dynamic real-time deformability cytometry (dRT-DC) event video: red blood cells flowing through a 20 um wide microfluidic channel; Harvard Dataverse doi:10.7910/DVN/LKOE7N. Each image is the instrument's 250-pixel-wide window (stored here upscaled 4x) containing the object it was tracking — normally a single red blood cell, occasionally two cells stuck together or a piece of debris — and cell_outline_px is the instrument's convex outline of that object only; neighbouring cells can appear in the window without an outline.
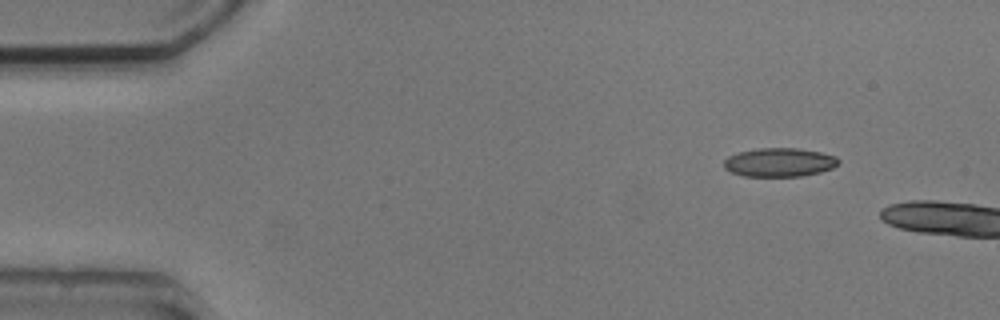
{"species": "common noctule bat (a hibernating species)", "species_latin": "Nyctalus noctula", "temperature_condition": "cold", "stored_images_in_passage": 3, "segment_of_instrument_passage": [2, 2], "camera_frame_rate_fps": 3000, "um_per_image_px": 0.085, "animal": {"sex": "male", "body_mass_g": 20.5, "forearm_length_mm": 52.5}, "frame": {"image": 1, "passage_image": 3, "time_ms": 2.333, "image_size_px": [1000, 320], "cell_outline_px": [[840, 160], [832, 168], [820, 172], [800, 176], [744, 176], [732, 172], [724, 168], [724, 160], [728, 156], [740, 152], [760, 148], [800, 148], [820, 152], [836, 156]], "centroid_in_image_um": [66.25, 13.79], "position_along_channel_um": 18.7, "area_um2": 19.07}}